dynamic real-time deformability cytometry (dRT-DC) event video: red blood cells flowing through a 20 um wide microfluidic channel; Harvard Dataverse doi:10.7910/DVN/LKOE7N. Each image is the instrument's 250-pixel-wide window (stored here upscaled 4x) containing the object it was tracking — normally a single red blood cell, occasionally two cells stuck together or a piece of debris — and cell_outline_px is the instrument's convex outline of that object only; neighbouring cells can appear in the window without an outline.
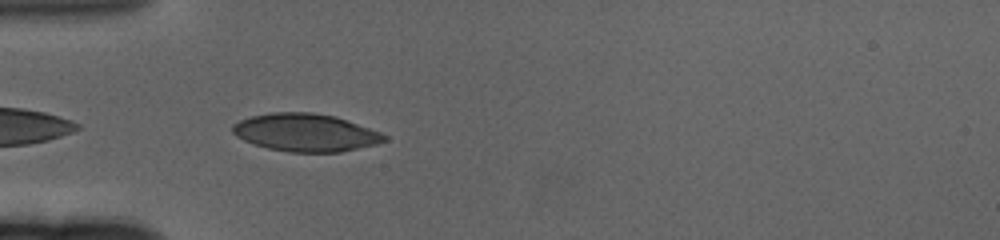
{"species": "human", "species_latin": "Homo sapiens", "temperature_condition": "cold", "stored_images_in_passage": 44, "camera_frame_rate_fps": 3000, "um_per_image_px": 0.085, "donor": {"sex": "female"}, "frame": {"image": 1, "passage_image": 2, "time_ms": 0.333, "image_size_px": [1000, 240], "cell_outline_px": [[388, 140], [376, 144], [340, 152], [288, 152], [268, 148], [244, 140], [236, 136], [232, 132], [232, 124], [240, 120], [252, 116], [272, 112], [312, 112], [336, 116], [380, 132], [388, 136]], "centroid_in_image_um": [25.98, 11.26], "position_along_channel_um": 59.0, "area_um2": 33.35}}
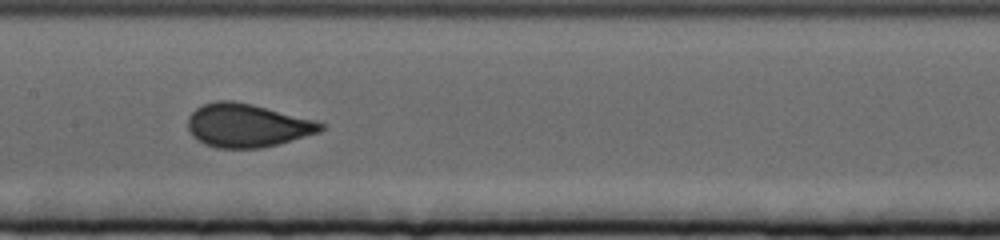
{"frame": {"image": 2, "passage_image": 14, "time_ms": 4.333, "image_size_px": [1000, 240], "cell_outline_px": [[324, 128], [320, 132], [276, 144], [260, 148], [216, 148], [204, 144], [192, 136], [188, 128], [188, 116], [196, 108], [204, 104], [216, 100], [232, 100], [252, 104], [316, 120], [324, 124]], "centroid_in_image_um": [20.99, 10.65], "position_along_channel_um": 186.4, "area_um2": 33.58}}
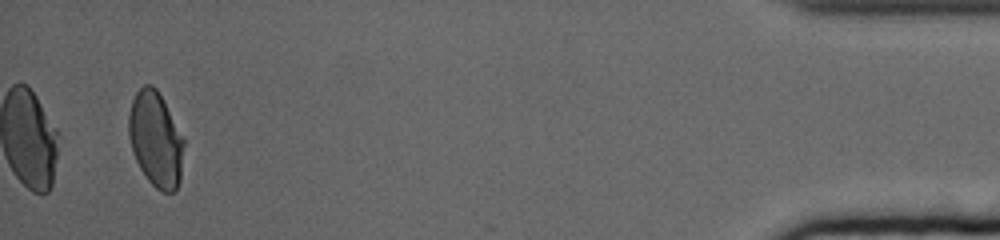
{"frame": {"image": 3, "passage_image": 42, "time_ms": 13.667, "image_size_px": [1000, 240], "cell_outline_px": [[184, 144], [180, 180], [176, 188], [172, 192], [160, 192], [148, 180], [140, 168], [132, 152], [128, 136], [128, 116], [132, 100], [136, 92], [144, 84], [152, 84], [156, 88], [184, 136]], "centroid_in_image_um": [13.23, 11.83], "position_along_channel_um": 422.0, "area_um2": 30.75}, "authors_computed_cell_mechanics": {"area_um2": 33.0905, "velocity_mm_per_s": 3.303, "shape_relaxation_time_tau1_ms": 4.4202, "shape_relaxation_time_tau2_ms": null, "deformation_change_tau1": 0.1491, "deformation_change_tau2": null}}